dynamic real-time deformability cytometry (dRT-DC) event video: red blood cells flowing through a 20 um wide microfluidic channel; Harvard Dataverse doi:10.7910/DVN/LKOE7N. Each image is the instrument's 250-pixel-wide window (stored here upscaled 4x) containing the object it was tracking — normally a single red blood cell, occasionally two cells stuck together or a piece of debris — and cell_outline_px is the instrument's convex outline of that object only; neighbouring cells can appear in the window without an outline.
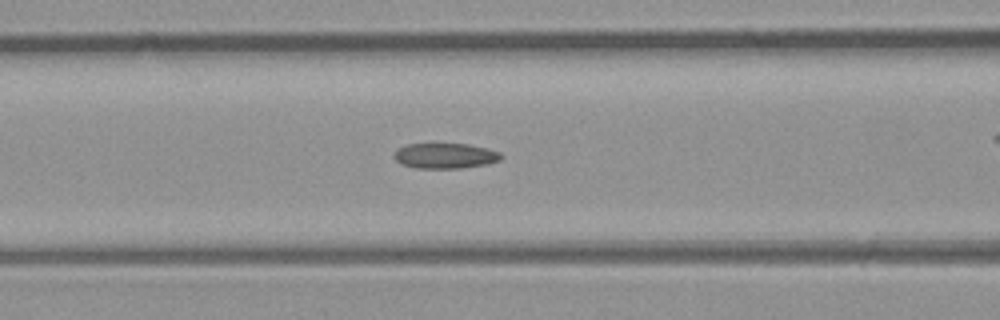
{"species": "common noctule bat (a hibernating species)", "species_latin": "Nyctalus noctula", "temperature_condition": "room temperature", "stored_images_in_passage": 36, "camera_frame_rate_fps": 3000, "um_per_image_px": 0.085, "animal": {"sex": "male", "body_mass_g": 23.1, "forearm_length_mm": 52.7}, "frame": {"image": 1, "passage_image": 17, "time_ms": 5.333, "image_size_px": [1000, 320], "cell_outline_px": [[504, 156], [500, 160], [488, 164], [460, 168], [416, 168], [404, 164], [396, 160], [396, 152], [400, 148], [408, 144], [468, 144], [488, 148], [500, 152]], "centroid_in_image_um": [37.93, 13.24], "position_along_channel_um": 128.7, "area_um2": 15.61}}
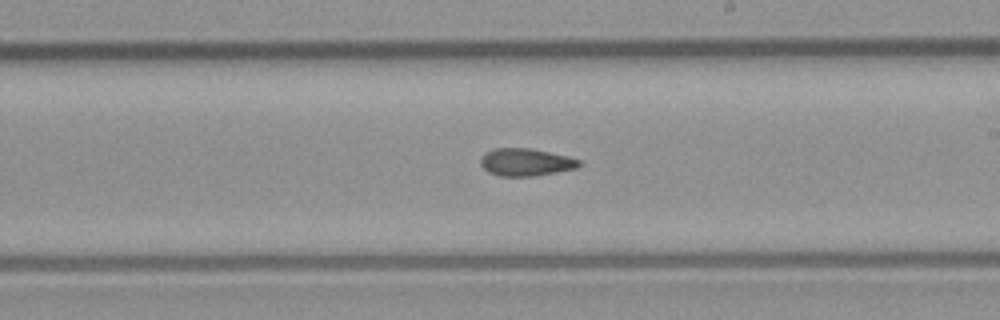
{"frame": {"image": 2, "passage_image": 25, "time_ms": 8.0, "image_size_px": [1000, 320], "cell_outline_px": [[580, 164], [576, 168], [556, 172], [532, 176], [500, 176], [488, 172], [480, 164], [480, 156], [484, 152], [496, 148], [528, 148], [568, 156], [580, 160]], "centroid_in_image_um": [44.64, 13.78], "position_along_channel_um": 244.4, "area_um2": 15.72}}
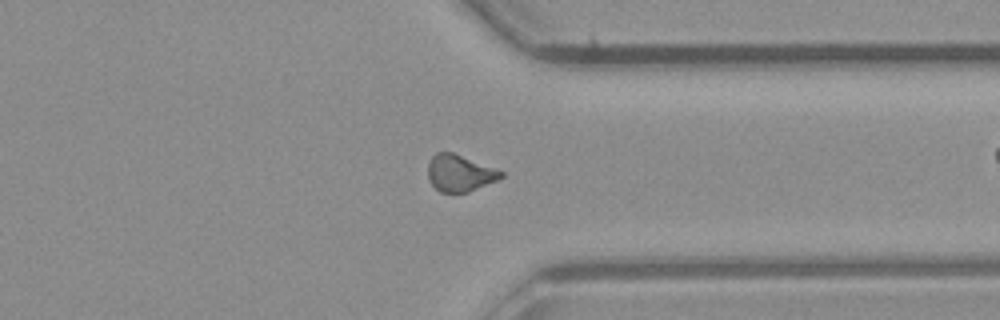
{"frame": {"image": 3, "passage_image": 34, "time_ms": 11.0, "image_size_px": [1000, 320], "cell_outline_px": [[504, 176], [496, 180], [468, 192], [440, 192], [432, 184], [428, 176], [428, 164], [432, 156], [436, 152], [452, 152], [496, 168], [504, 172]], "centroid_in_image_um": [39.08, 14.7], "position_along_channel_um": 372.3, "area_um2": 15.49}}